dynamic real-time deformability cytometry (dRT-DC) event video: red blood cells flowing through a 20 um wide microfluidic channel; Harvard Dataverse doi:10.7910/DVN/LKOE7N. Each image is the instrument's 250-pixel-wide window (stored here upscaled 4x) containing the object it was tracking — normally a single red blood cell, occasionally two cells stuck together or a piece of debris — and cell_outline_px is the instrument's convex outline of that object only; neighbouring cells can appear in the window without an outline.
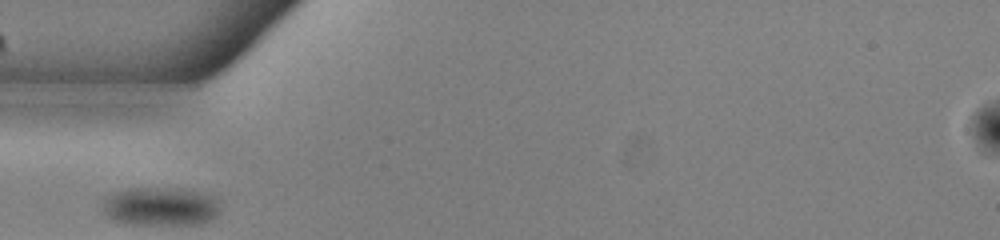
{"species": "common noctule bat (a hibernating species)", "species_latin": "Nyctalus noctula", "temperature_condition": "warm", "stored_images_in_passage": 25, "camera_frame_rate_fps": 3000, "um_per_image_px": 0.085, "animal": {"sex": "male", "body_mass_g": 13.0, "forearm_length_mm": 53.1}, "frame": {"image": 1, "passage_image": 1, "time_ms": 0.0, "image_size_px": [1000, 240], "cell_outline_px": [[220, 212], [212, 220], [204, 224], [120, 224], [112, 220], [100, 208], [108, 196], [116, 192], [128, 188], [184, 188], [216, 196], [220, 208]], "centroid_in_image_um": [13.68, 17.55], "position_along_channel_um": 71.3, "area_um2": 26.99}}
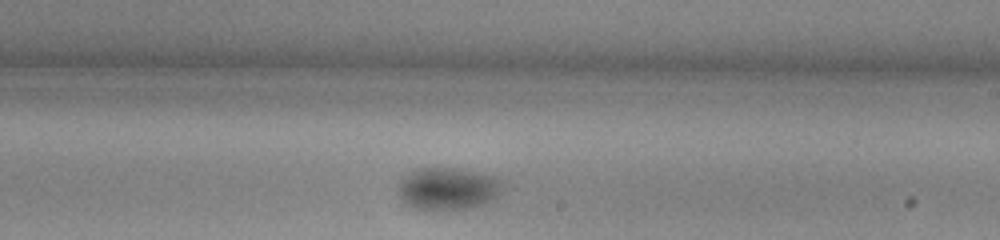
{"frame": {"image": 2, "passage_image": 15, "time_ms": 4.667, "image_size_px": [1000, 240], "cell_outline_px": [[504, 188], [492, 200], [484, 204], [468, 208], [412, 208], [396, 192], [396, 184], [400, 176], [420, 168], [456, 168], [492, 176], [504, 184]], "centroid_in_image_um": [38.01, 16.01], "position_along_channel_um": 251.0, "area_um2": 25.49}}
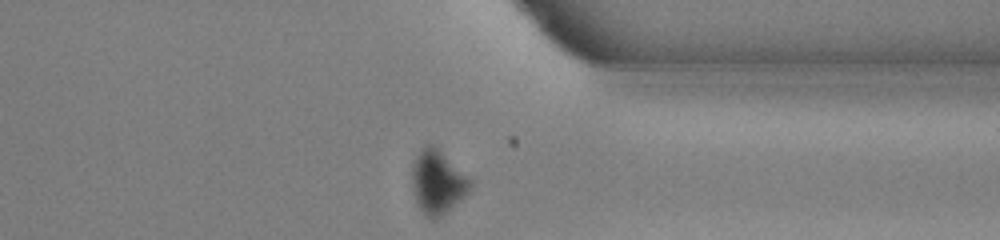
{"frame": {"image": 3, "passage_image": 25, "time_ms": 8.0, "image_size_px": [1000, 240], "cell_outline_px": [[472, 188], [468, 192], [436, 220], [424, 216], [412, 192], [412, 160], [420, 148], [428, 144], [432, 144], [472, 180]], "centroid_in_image_um": [37.15, 15.47], "position_along_channel_um": 374.2, "area_um2": 21.39}}